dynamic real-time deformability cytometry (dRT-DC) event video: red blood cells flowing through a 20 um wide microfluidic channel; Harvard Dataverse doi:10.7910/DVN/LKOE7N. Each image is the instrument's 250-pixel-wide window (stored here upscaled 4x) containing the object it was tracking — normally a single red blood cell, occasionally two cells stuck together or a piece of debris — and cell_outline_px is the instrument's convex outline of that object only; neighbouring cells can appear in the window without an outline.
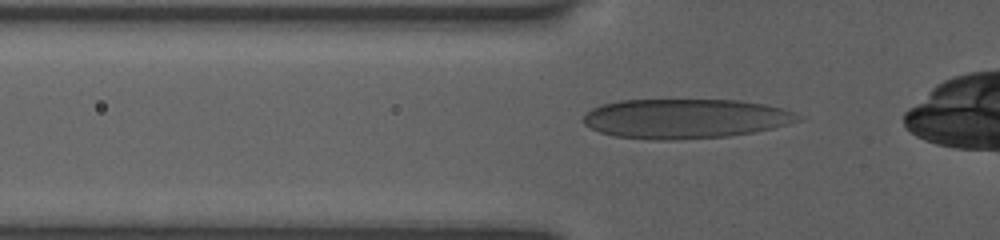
{"species": "human", "species_latin": "Homo sapiens", "temperature_condition": "room temperature", "stored_images_in_passage": 35, "camera_frame_rate_fps": 3000, "um_per_image_px": 0.085, "donor": {"sex": "female"}, "frame": {"image": 1, "passage_image": 3, "time_ms": 0.667, "image_size_px": [1000, 240], "cell_outline_px": [[792, 120], [784, 124], [752, 132], [728, 136], [676, 140], [656, 140], [616, 136], [600, 132], [584, 124], [584, 116], [592, 108], [600, 104], [620, 100], [736, 100], [760, 104], [780, 108], [792, 112]], "centroid_in_image_um": [58.07, 10.08], "position_along_channel_um": 67.7, "area_um2": 48.44}}
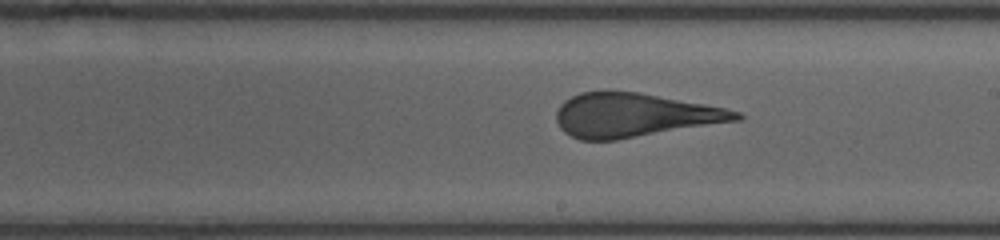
{"frame": {"image": 2, "passage_image": 16, "time_ms": 5.0, "image_size_px": [1000, 240], "cell_outline_px": [[744, 116], [740, 120], [616, 140], [580, 140], [564, 132], [560, 128], [556, 120], [556, 112], [560, 104], [564, 100], [580, 92], [604, 88], [608, 88], [636, 92], [704, 104], [724, 108], [740, 112]], "centroid_in_image_um": [53.83, 9.76], "position_along_channel_um": 235.2, "area_um2": 46.36}}
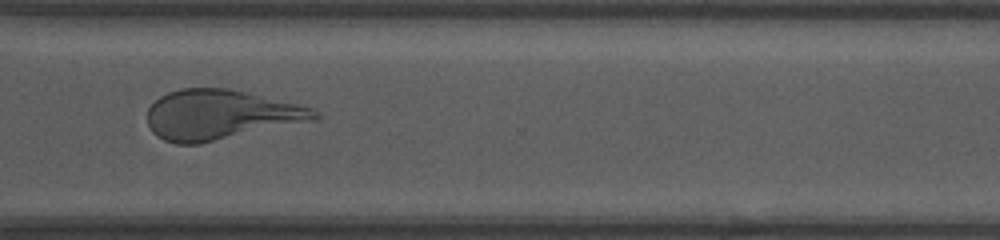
{"frame": {"image": 3, "passage_image": 25, "time_ms": 8.0, "image_size_px": [1000, 240], "cell_outline_px": [[320, 116], [316, 120], [200, 144], [176, 144], [164, 140], [156, 136], [152, 132], [148, 124], [148, 108], [160, 96], [168, 92], [180, 88], [228, 88], [312, 108]], "centroid_in_image_um": [18.69, 9.77], "position_along_channel_um": 351.9, "area_um2": 48.32}}